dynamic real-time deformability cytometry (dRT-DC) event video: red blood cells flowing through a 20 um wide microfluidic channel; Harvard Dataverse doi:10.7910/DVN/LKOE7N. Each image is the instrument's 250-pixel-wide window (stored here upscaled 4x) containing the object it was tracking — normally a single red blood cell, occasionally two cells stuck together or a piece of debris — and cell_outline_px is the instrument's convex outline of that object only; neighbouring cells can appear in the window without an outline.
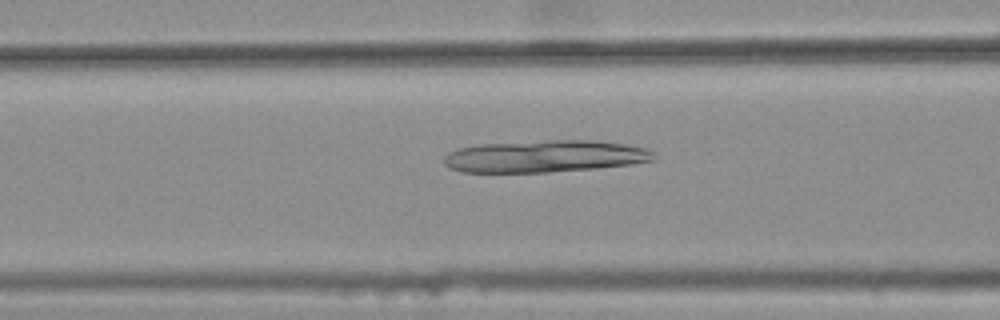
{"species": "common noctule bat (a hibernating species)", "species_latin": "Nyctalus noctula", "temperature_condition": "warm", "stored_images_in_passage": 47, "camera_frame_rate_fps": 3000, "um_per_image_px": 0.085, "animal": {"sex": "female", "body_mass_g": 25.1}, "frame": {"image": 1, "passage_image": 21, "time_ms": 6.667, "image_size_px": [1000, 320], "cell_outline_px": [[652, 160], [632, 164], [596, 168], [548, 172], [460, 172], [448, 168], [444, 164], [444, 156], [448, 152], [460, 148], [480, 144], [552, 140], [592, 140], [624, 144], [648, 148], [652, 152]], "centroid_in_image_um": [46.26, 13.29], "position_along_channel_um": 120.3, "area_um2": 39.07}}
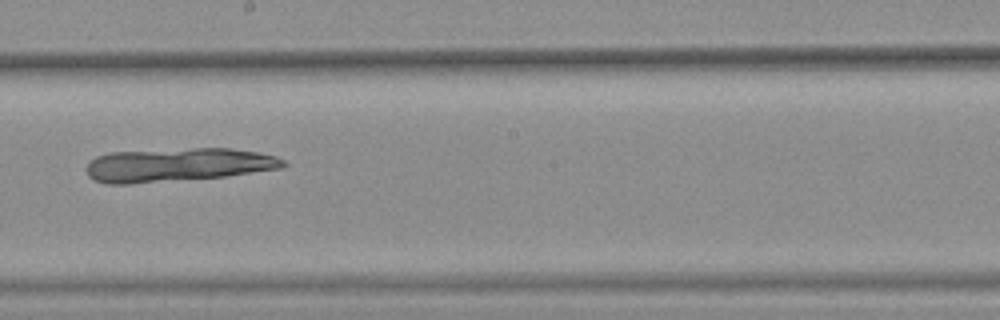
{"frame": {"image": 2, "passage_image": 30, "time_ms": 9.667, "image_size_px": [1000, 320], "cell_outline_px": [[288, 164], [280, 168], [224, 176], [132, 184], [104, 184], [92, 180], [88, 176], [84, 168], [96, 156], [108, 152], [192, 148], [232, 148], [260, 152], [276, 156], [284, 160]], "centroid_in_image_um": [15.05, 14.01], "position_along_channel_um": 233.1, "area_um2": 38.78}}
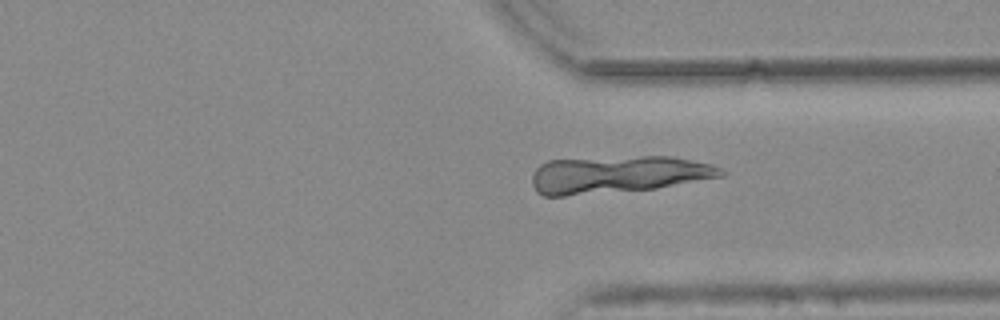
{"frame": {"image": 3, "passage_image": 40, "time_ms": 13.0, "image_size_px": [1000, 320], "cell_outline_px": [[728, 172], [724, 176], [656, 188], [564, 196], [544, 196], [536, 192], [532, 184], [532, 176], [536, 168], [540, 164], [548, 160], [640, 156], [672, 156], [712, 164]], "centroid_in_image_um": [52.52, 14.83], "position_along_channel_um": 358.9, "area_um2": 41.15}}